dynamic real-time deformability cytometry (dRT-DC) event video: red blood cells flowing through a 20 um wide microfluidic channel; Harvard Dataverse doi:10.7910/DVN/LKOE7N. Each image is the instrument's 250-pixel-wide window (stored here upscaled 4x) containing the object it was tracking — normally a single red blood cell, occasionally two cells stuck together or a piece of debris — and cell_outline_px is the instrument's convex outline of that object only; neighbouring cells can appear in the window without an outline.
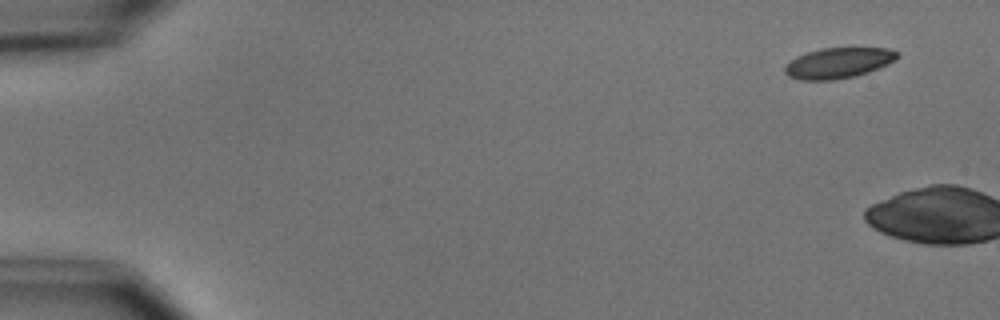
{"species": "common noctule bat (a hibernating species)", "species_latin": "Nyctalus noctula", "temperature_condition": "cold", "stored_images_in_passage": 2, "camera_frame_rate_fps": 3000, "um_per_image_px": 0.085, "animal": {"sex": "male", "body_mass_g": 15.6}, "frame": {"image": 1, "passage_image": 1, "time_ms": 0.0, "image_size_px": [1000, 320], "cell_outline_px": [[900, 56], [896, 60], [880, 68], [856, 76], [832, 80], [800, 80], [788, 76], [784, 72], [784, 64], [796, 56], [820, 48], [888, 48], [900, 52]], "centroid_in_image_um": [71.27, 5.35], "position_along_channel_um": 13.7, "area_um2": 20.35}}